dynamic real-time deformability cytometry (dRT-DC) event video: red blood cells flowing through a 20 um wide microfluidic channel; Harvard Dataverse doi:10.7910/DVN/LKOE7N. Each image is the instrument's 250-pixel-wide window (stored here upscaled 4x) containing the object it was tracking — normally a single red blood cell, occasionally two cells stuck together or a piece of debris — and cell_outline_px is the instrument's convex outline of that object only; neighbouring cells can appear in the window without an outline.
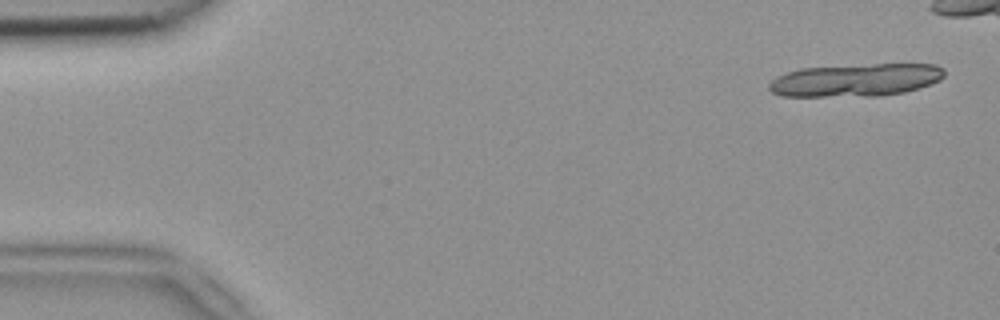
{"species": "common noctule bat (a hibernating species)", "species_latin": "Nyctalus noctula", "temperature_condition": "room temperature", "stored_images_in_passage": 7, "camera_frame_rate_fps": 3000, "um_per_image_px": 0.085, "animal": {"sex": "female", "body_mass_g": 18.4}, "frame": {"image": 1, "passage_image": 1, "time_ms": 0.0, "image_size_px": [1000, 320], "cell_outline_px": [[944, 76], [940, 80], [904, 92], [880, 96], [780, 96], [772, 92], [768, 88], [768, 84], [776, 76], [800, 68], [876, 64], [936, 64], [944, 68]], "centroid_in_image_um": [72.72, 6.8], "position_along_channel_um": 12.3, "area_um2": 33.41}}